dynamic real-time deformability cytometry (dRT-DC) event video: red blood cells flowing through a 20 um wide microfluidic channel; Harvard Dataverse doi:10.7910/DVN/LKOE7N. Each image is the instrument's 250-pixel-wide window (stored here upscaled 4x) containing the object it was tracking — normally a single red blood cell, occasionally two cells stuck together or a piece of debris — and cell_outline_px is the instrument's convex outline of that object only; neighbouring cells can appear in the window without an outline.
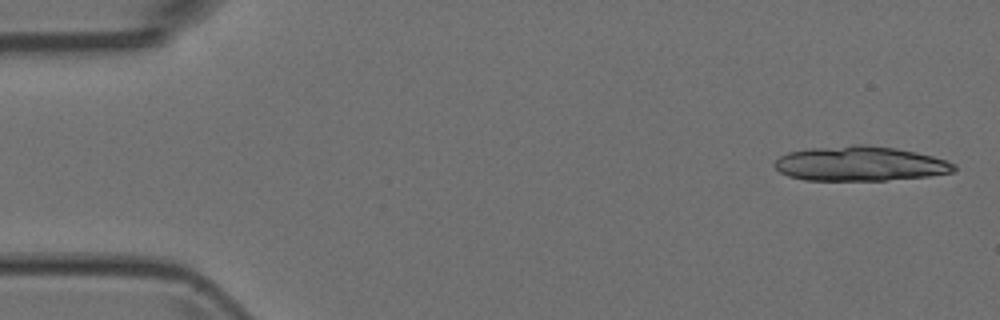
{"species": "Egyptian fruit bat (a non-hibernating species)", "species_latin": "Rousettus aegyptiacus", "temperature_condition": "room temperature", "stored_images_in_passage": 6, "camera_frame_rate_fps": 3000, "um_per_image_px": 0.085, "animal": {"sex": "female"}, "frame": {"image": 1, "passage_image": 1, "time_ms": 0.0, "image_size_px": [1000, 320], "cell_outline_px": [[956, 168], [952, 172], [928, 176], [884, 180], [804, 180], [788, 176], [780, 172], [772, 164], [780, 156], [788, 152], [812, 148], [856, 144], [868, 144], [896, 148], [916, 152], [932, 156], [956, 164]], "centroid_in_image_um": [73.08, 13.9], "position_along_channel_um": 11.9, "area_um2": 36.24}}